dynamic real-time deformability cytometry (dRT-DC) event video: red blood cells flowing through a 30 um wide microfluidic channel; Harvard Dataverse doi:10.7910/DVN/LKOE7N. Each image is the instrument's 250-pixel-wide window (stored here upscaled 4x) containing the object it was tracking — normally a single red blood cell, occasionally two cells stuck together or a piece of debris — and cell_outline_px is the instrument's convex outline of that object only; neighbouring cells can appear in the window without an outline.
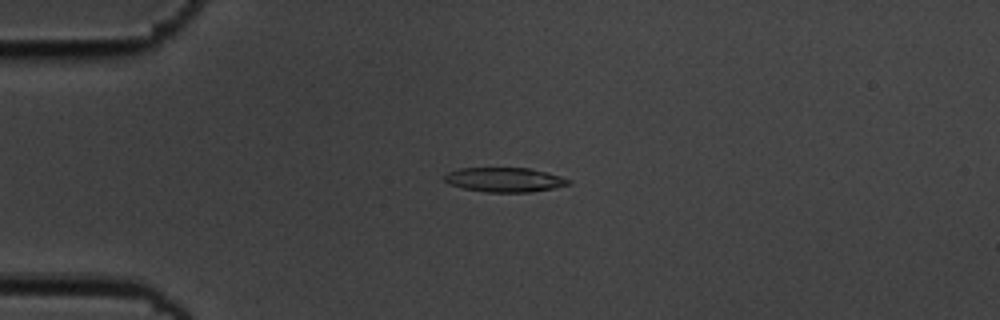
{"species": "common noctule bat (a hibernating species)", "species_latin": "Nyctalus noctula", "temperature_condition": "cold", "stored_images_in_passage": 13, "camera_frame_rate_fps": 3000, "um_per_image_px": 0.085, "animal": {"sex": "male", "body_mass_g": 19.5, "forearm_length_mm": 54.6}, "frame": {"image": 1, "passage_image": 2, "time_ms": 0.333, "image_size_px": [1000, 320], "cell_outline_px": [[572, 184], [532, 192], [484, 192], [464, 188], [448, 184], [444, 180], [444, 176], [448, 172], [460, 168], [528, 168], [560, 176], [572, 180]], "centroid_in_image_um": [42.88, 15.28], "position_along_channel_um": 42.1, "area_um2": 17.63}}
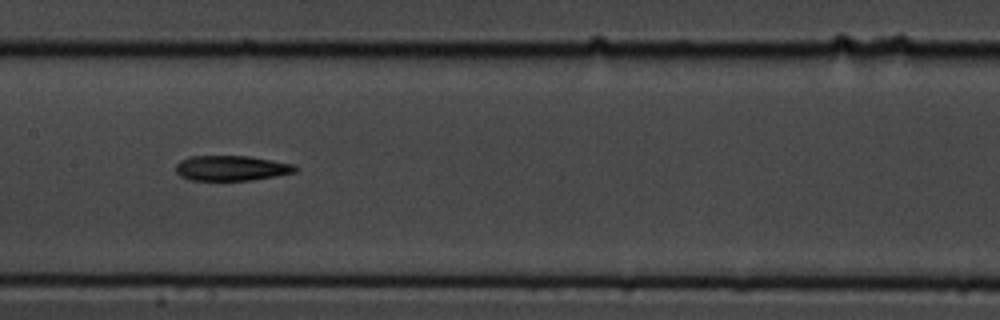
{"frame": {"image": 2, "passage_image": 6, "time_ms": 1.667, "image_size_px": [1000, 320], "cell_outline_px": [[296, 172], [276, 176], [252, 180], [192, 180], [180, 176], [176, 172], [176, 164], [180, 160], [188, 156], [248, 156], [292, 164], [296, 168]], "centroid_in_image_um": [19.62, 14.29], "position_along_channel_um": 187.8, "area_um2": 17.4}}
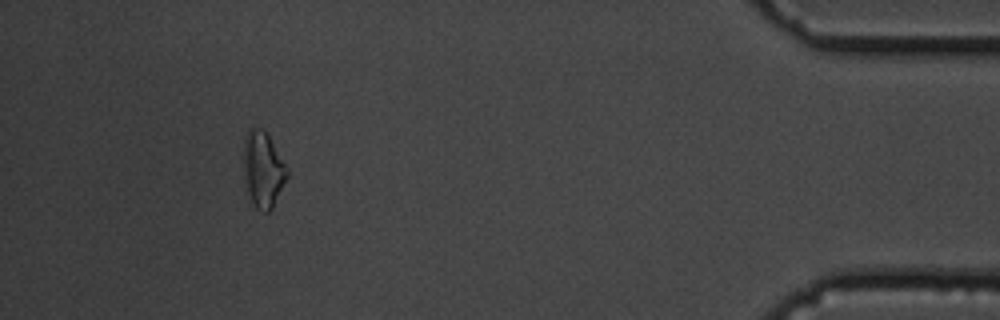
{"frame": {"image": 3, "passage_image": 12, "time_ms": 3.667, "image_size_px": [1000, 320], "cell_outline_px": [[288, 176], [272, 208], [268, 212], [264, 212], [256, 208], [244, 188], [244, 140], [248, 128], [260, 128], [268, 136], [288, 168]], "centroid_in_image_um": [22.34, 14.43], "position_along_channel_um": 412.9, "area_um2": 19.13}}